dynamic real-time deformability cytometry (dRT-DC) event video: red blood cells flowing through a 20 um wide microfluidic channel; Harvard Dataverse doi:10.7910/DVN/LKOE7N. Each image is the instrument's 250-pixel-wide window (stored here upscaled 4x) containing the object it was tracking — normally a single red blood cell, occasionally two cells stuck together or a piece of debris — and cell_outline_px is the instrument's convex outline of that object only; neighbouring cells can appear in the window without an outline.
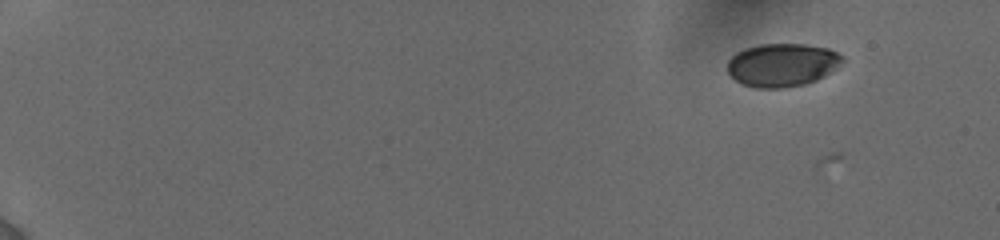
{"species": "human", "species_latin": "Homo sapiens", "temperature_condition": "cold", "stored_images_in_passage": 11, "camera_frame_rate_fps": 3000, "um_per_image_px": 0.085, "donor": {"sex": "female"}, "frame": {"image": 1, "passage_image": 8, "time_ms": 2.333, "image_size_px": [1000, 240], "cell_outline_px": [[844, 60], [832, 72], [816, 80], [804, 84], [780, 88], [756, 88], [740, 84], [728, 72], [728, 60], [736, 52], [744, 48], [760, 44], [804, 44], [828, 48], [844, 56]], "centroid_in_image_um": [66.48, 5.51], "position_along_channel_um": 18.5, "area_um2": 29.07}}